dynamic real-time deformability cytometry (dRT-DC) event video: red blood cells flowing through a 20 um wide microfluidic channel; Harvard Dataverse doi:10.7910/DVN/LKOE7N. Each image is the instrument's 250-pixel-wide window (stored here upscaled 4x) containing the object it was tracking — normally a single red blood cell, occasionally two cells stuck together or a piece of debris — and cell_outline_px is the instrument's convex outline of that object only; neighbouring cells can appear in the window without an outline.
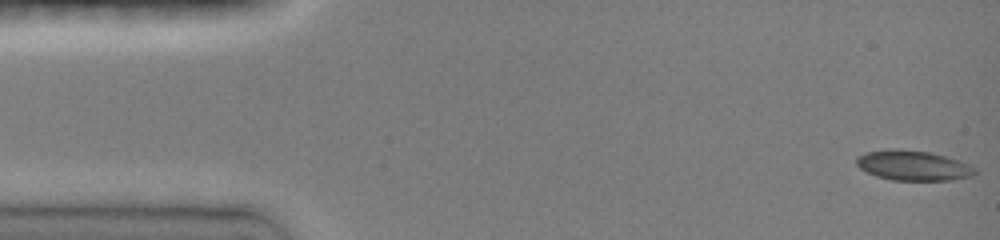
{"species": "common noctule bat (a hibernating species)", "species_latin": "Nyctalus noctula", "temperature_condition": "room temperature", "stored_images_in_passage": 47, "camera_frame_rate_fps": 3000, "um_per_image_px": 0.085, "animal": {"sex": "female", "body_mass_g": 19.0, "forearm_length_mm": 51.5}, "frame": {"image": 1, "passage_image": 1, "time_ms": 0.0, "image_size_px": [1000, 240], "cell_outline_px": [[976, 176], [952, 180], [892, 180], [876, 176], [860, 168], [856, 164], [856, 156], [864, 152], [892, 148], [928, 152], [944, 156], [968, 164], [976, 168]], "centroid_in_image_um": [77.6, 14.07], "position_along_channel_um": 7.4, "area_um2": 20.75}}
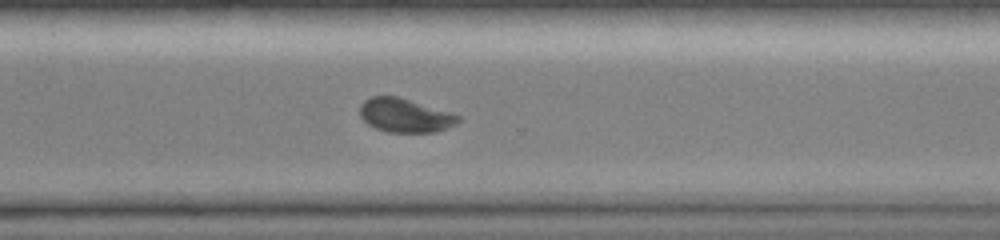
{"frame": {"image": 2, "passage_image": 34, "time_ms": 11.0, "image_size_px": [1000, 240], "cell_outline_px": [[460, 120], [456, 124], [448, 128], [436, 132], [388, 132], [376, 128], [368, 124], [360, 116], [360, 104], [364, 100], [372, 96], [396, 96], [448, 112], [460, 116]], "centroid_in_image_um": [34.4, 9.82], "position_along_channel_um": 336.2, "area_um2": 19.13}}
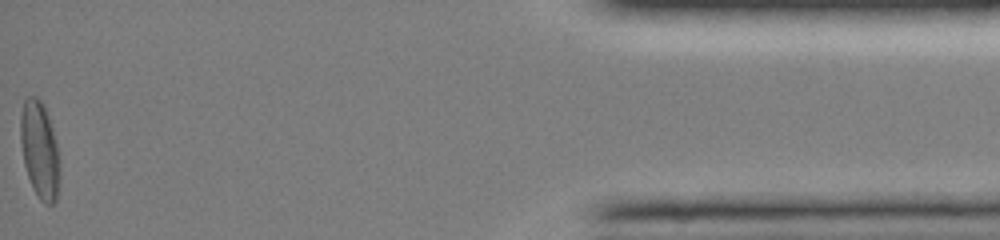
{"frame": {"image": 3, "passage_image": 47, "time_ms": 15.333, "image_size_px": [1000, 240], "cell_outline_px": [[60, 180], [56, 200], [52, 204], [44, 204], [40, 200], [28, 176], [24, 164], [20, 140], [20, 116], [24, 100], [28, 96], [36, 96], [44, 104], [52, 128], [56, 144], [60, 164]], "centroid_in_image_um": [3.37, 12.74], "position_along_channel_um": 431.8, "area_um2": 22.2}, "authors_computed_cell_mechanics": {"area_um2": 20.3456, "velocity_mm_per_s": 4.0718, "shape_relaxation_time_tau1_ms": 5.3675, "shape_relaxation_time_tau2_ms": 1.3929, "deformation_change_tau1": 0.1312, "deformation_change_tau2": 0.0474}}